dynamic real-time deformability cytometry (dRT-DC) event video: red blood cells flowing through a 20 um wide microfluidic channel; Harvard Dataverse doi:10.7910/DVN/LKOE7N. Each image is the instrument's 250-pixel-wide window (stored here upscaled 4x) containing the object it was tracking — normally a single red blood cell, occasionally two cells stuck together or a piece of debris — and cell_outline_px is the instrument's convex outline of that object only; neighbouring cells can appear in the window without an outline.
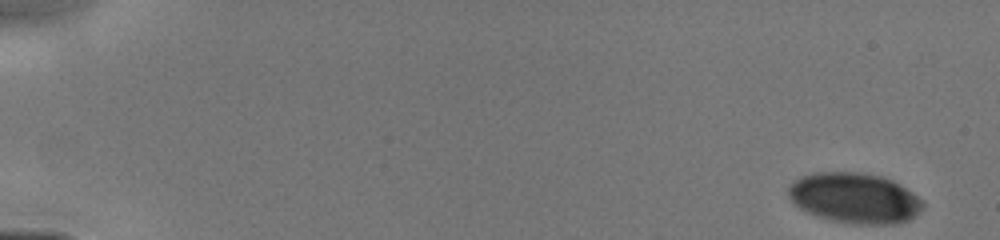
{"species": "human", "species_latin": "Homo sapiens", "temperature_condition": "cold", "stored_images_in_passage": 45, "camera_frame_rate_fps": 3000, "um_per_image_px": 0.085, "donor": {"sex": "male"}, "frame": {"image": 1, "passage_image": 1, "time_ms": 0.0, "image_size_px": [1000, 240], "cell_outline_px": [[924, 208], [908, 220], [896, 224], [852, 224], [832, 220], [816, 216], [800, 208], [788, 196], [788, 188], [792, 180], [800, 176], [812, 172], [860, 172], [884, 176], [900, 184], [924, 200]], "centroid_in_image_um": [72.65, 16.82], "position_along_channel_um": 12.4, "area_um2": 39.88}}
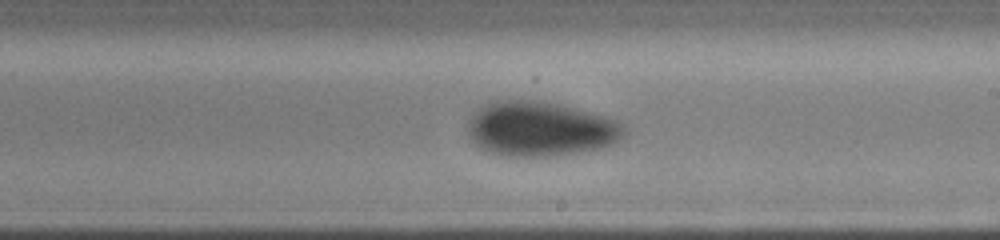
{"frame": {"image": 2, "passage_image": 27, "time_ms": 9.0, "image_size_px": [1000, 240], "cell_outline_px": [[628, 132], [620, 140], [604, 148], [580, 152], [548, 156], [504, 156], [488, 152], [480, 148], [472, 140], [468, 132], [468, 120], [472, 112], [488, 100], [540, 100], [560, 104], [604, 116], [616, 120], [624, 124]], "centroid_in_image_um": [45.92, 10.94], "position_along_channel_um": 243.1, "area_um2": 50.58}}
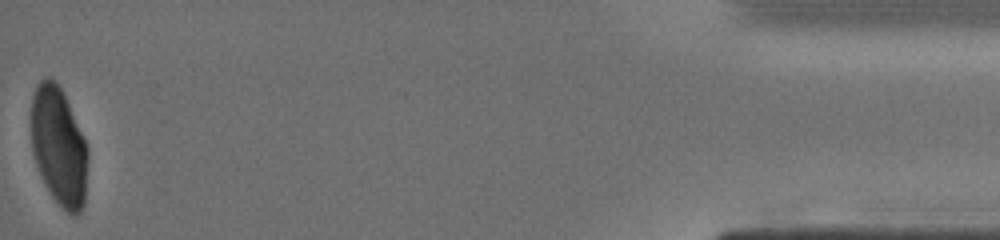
{"frame": {"image": 3, "passage_image": 45, "time_ms": 15.0, "image_size_px": [1000, 240], "cell_outline_px": [[88, 160], [84, 204], [80, 212], [76, 216], [72, 216], [52, 196], [44, 184], [40, 176], [32, 152], [32, 96], [36, 84], [44, 76], [48, 76], [60, 88], [84, 136], [88, 148]], "centroid_in_image_um": [5.01, 12.46], "position_along_channel_um": 430.2, "area_um2": 39.07}}